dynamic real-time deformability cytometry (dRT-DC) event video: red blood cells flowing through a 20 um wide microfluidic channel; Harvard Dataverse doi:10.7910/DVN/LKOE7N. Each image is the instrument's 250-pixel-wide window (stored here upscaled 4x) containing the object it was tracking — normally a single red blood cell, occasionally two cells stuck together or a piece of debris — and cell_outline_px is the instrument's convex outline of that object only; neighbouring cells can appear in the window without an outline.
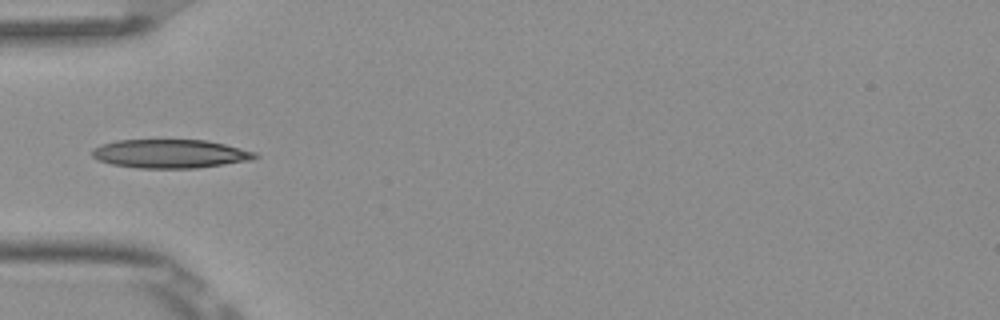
{"species": "Egyptian fruit bat (a non-hibernating species)", "species_latin": "Rousettus aegyptiacus", "temperature_condition": "room temperature", "stored_images_in_passage": 5, "camera_frame_rate_fps": 3000, "um_per_image_px": 0.085, "frame": {"image": 1, "passage_image": 4, "time_ms": 1.0, "image_size_px": [1000, 320], "cell_outline_px": [[260, 156], [252, 160], [196, 168], [140, 168], [112, 164], [100, 160], [92, 156], [92, 148], [116, 140], [208, 140], [256, 152]], "centroid_in_image_um": [14.5, 13.06], "position_along_channel_um": 70.5, "area_um2": 27.11}}
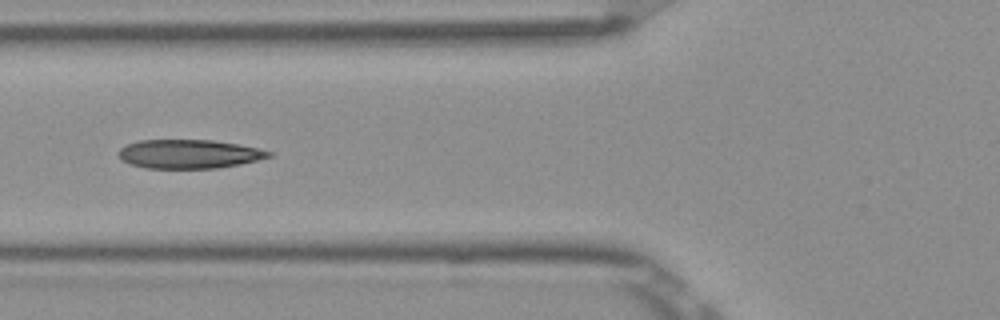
{"frame": {"image": 2, "passage_image": 5, "time_ms": 1.333, "image_size_px": [1000, 320], "cell_outline_px": [[272, 156], [240, 164], [216, 168], [144, 168], [128, 164], [120, 160], [116, 152], [120, 148], [128, 144], [140, 140], [212, 140], [236, 144], [256, 148], [272, 152]], "centroid_in_image_um": [15.98, 13.09], "position_along_channel_um": 109.8, "area_um2": 25.26}}